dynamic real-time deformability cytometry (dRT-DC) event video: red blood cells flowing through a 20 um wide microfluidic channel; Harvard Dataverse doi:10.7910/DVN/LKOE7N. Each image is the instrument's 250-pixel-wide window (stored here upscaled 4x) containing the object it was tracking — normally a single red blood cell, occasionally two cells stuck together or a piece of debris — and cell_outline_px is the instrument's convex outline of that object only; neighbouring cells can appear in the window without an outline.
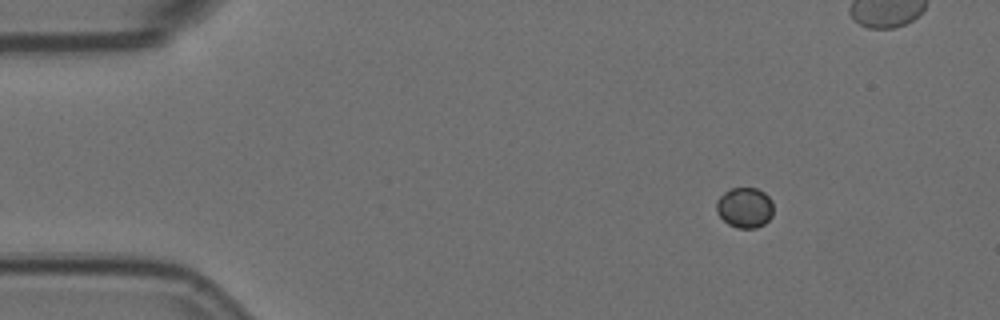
{"species": "Egyptian fruit bat (a non-hibernating species)", "species_latin": "Rousettus aegyptiacus", "temperature_condition": "room temperature", "stored_images_in_passage": 51, "camera_frame_rate_fps": 3000, "um_per_image_px": 0.085, "animal": {"sex": "female"}, "frame": {"image": 1, "passage_image": 1, "time_ms": 0.0, "image_size_px": [1000, 320], "cell_outline_px": [[772, 216], [764, 224], [756, 228], [736, 228], [728, 224], [716, 212], [716, 200], [724, 192], [732, 188], [756, 188], [764, 192], [772, 200]], "centroid_in_image_um": [63.29, 17.65], "position_along_channel_um": 21.7, "area_um2": 13.47}}
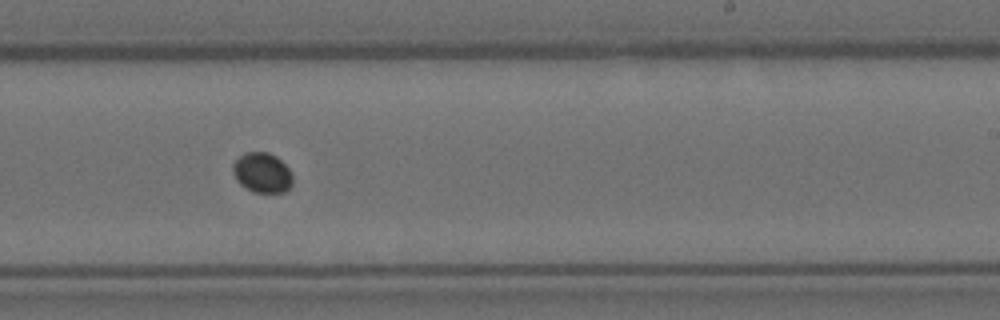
{"frame": {"image": 2, "passage_image": 28, "time_ms": 9.0, "image_size_px": [1000, 320], "cell_outline_px": [[292, 184], [284, 192], [252, 192], [240, 184], [236, 180], [232, 172], [232, 164], [244, 152], [268, 152], [276, 156], [292, 172]], "centroid_in_image_um": [22.26, 14.67], "position_along_channel_um": 266.7, "area_um2": 13.99}}
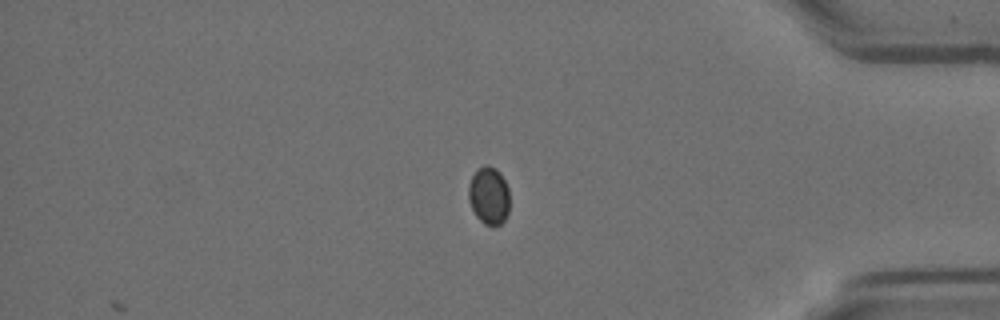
{"frame": {"image": 3, "passage_image": 41, "time_ms": 13.333, "image_size_px": [1000, 320], "cell_outline_px": [[508, 212], [504, 220], [500, 224], [484, 224], [476, 216], [472, 208], [468, 196], [468, 184], [476, 168], [484, 164], [488, 164], [496, 168], [500, 172], [508, 188]], "centroid_in_image_um": [41.53, 16.57], "position_along_channel_um": 393.7, "area_um2": 13.81}, "authors_computed_cell_mechanics": {"area_um2": 13.7564, "velocity_mm_per_s": 3.5859, "shape_relaxation_time_tau1_ms": 0.064, "shape_relaxation_time_tau2_ms": null, "deformation_change_tau1": 0.0149, "deformation_change_tau2": null}}